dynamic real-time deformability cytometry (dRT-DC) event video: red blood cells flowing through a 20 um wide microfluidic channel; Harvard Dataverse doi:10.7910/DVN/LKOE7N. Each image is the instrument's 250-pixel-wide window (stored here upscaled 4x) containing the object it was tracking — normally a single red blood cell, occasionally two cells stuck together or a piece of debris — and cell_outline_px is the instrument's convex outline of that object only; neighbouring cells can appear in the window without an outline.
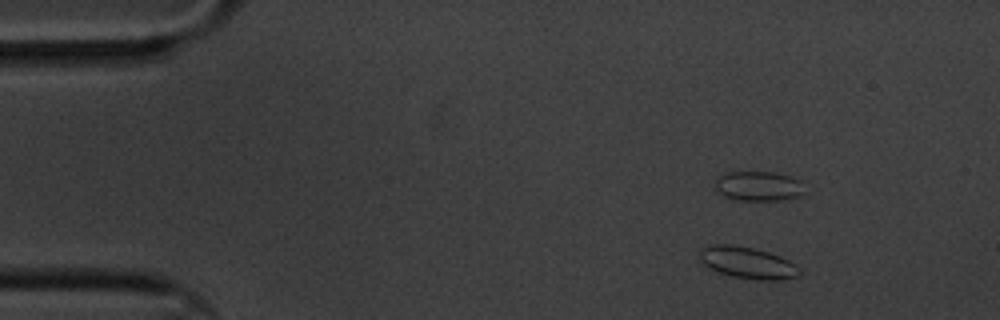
{"species": "common noctule bat (a hibernating species)", "species_latin": "Nyctalus noctula", "temperature_condition": "cold", "stored_images_in_passage": 59, "camera_frame_rate_fps": 3000, "um_per_image_px": 0.085, "animal": {"sex": "male", "body_mass_g": 20.1, "forearm_length_mm": 53.5}, "frame": {"image": 1, "passage_image": 6, "time_ms": 1.667, "image_size_px": [1000, 320], "cell_outline_px": [[800, 272], [796, 276], [776, 280], [760, 280], [732, 276], [720, 272], [704, 264], [700, 260], [700, 252], [708, 244], [732, 244], [752, 248], [768, 252], [780, 256], [796, 264], [800, 268]], "centroid_in_image_um": [63.55, 22.32], "position_along_channel_um": 21.5, "area_um2": 18.15}}
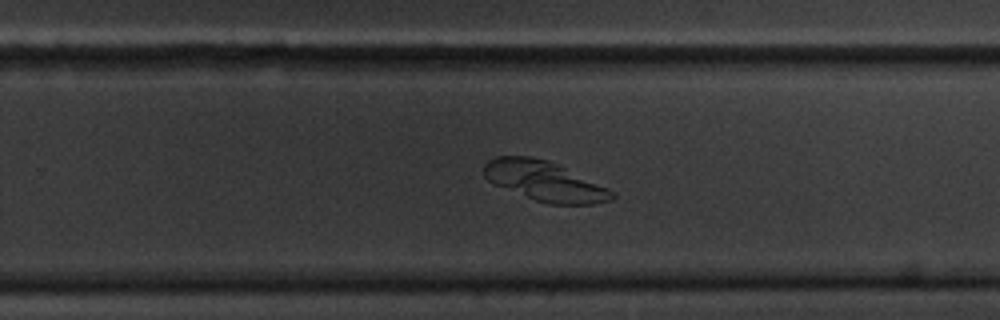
{"frame": {"image": 2, "passage_image": 37, "time_ms": 12.0, "image_size_px": [1000, 320], "cell_outline_px": [[616, 196], [612, 200], [592, 204], [548, 204], [536, 200], [492, 184], [484, 176], [484, 164], [488, 160], [496, 156], [528, 156], [548, 160], [608, 188], [616, 192]], "centroid_in_image_um": [46.28, 15.4], "position_along_channel_um": 283.5, "area_um2": 29.59}}
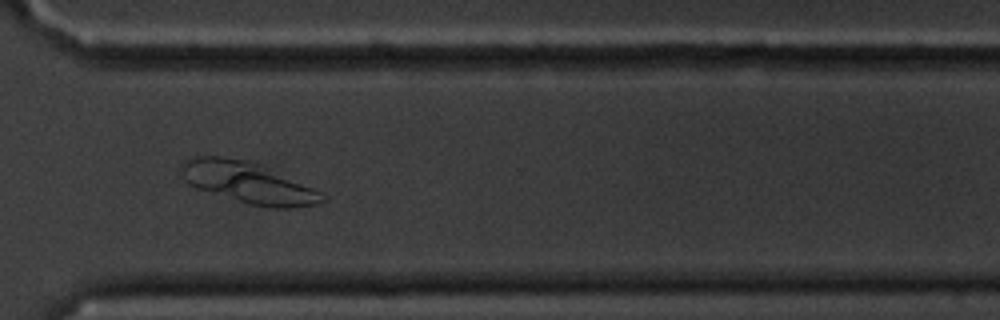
{"frame": {"image": 3, "passage_image": 43, "time_ms": 14.0, "image_size_px": [1000, 320], "cell_outline_px": [[328, 200], [316, 204], [292, 208], [276, 208], [252, 204], [196, 188], [188, 184], [184, 180], [180, 172], [180, 164], [188, 156], [220, 156], [244, 160], [312, 188], [328, 196]], "centroid_in_image_um": [21.0, 15.53], "position_along_channel_um": 349.6, "area_um2": 33.0}}